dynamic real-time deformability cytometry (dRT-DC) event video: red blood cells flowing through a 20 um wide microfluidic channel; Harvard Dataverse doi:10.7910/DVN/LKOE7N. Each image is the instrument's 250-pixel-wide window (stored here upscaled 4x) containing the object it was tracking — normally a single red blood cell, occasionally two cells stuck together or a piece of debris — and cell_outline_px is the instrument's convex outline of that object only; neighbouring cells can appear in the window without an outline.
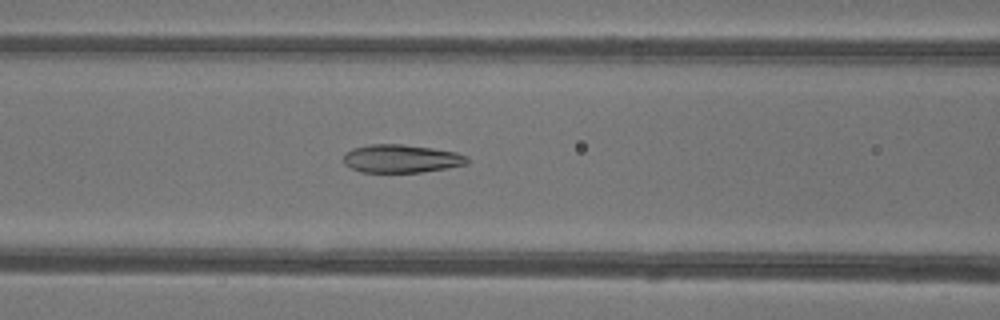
{"species": "common noctule bat (a hibernating species)", "species_latin": "Nyctalus noctula", "temperature_condition": "warm", "stored_images_in_passage": 49, "camera_frame_rate_fps": 3000, "um_per_image_px": 0.085, "animal": {"sex": "female"}, "frame": {"image": 1, "passage_image": 21, "time_ms": 6.667, "image_size_px": [1000, 320], "cell_outline_px": [[468, 164], [420, 172], [360, 172], [344, 164], [344, 152], [352, 148], [368, 144], [404, 144], [432, 148], [456, 152], [468, 156]], "centroid_in_image_um": [34.08, 13.47], "position_along_channel_um": 132.5, "area_um2": 20.35}}
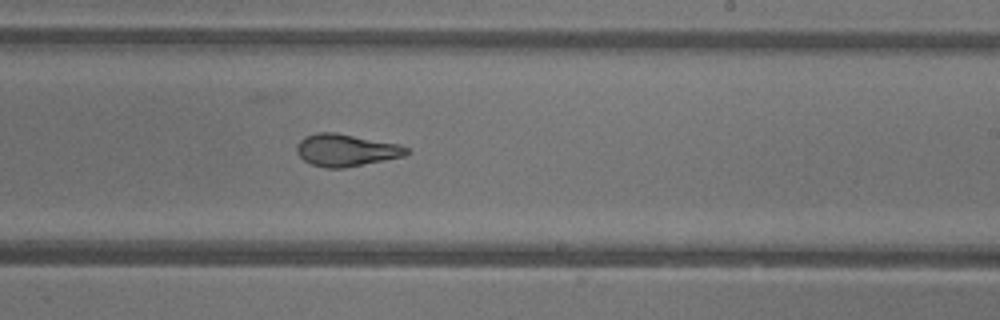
{"frame": {"image": 2, "passage_image": 30, "time_ms": 9.667, "image_size_px": [1000, 320], "cell_outline_px": [[408, 152], [404, 156], [344, 168], [324, 168], [312, 164], [304, 160], [296, 152], [296, 144], [304, 136], [316, 132], [336, 132], [400, 144], [408, 148]], "centroid_in_image_um": [29.38, 12.75], "position_along_channel_um": 259.6, "area_um2": 20.69}}
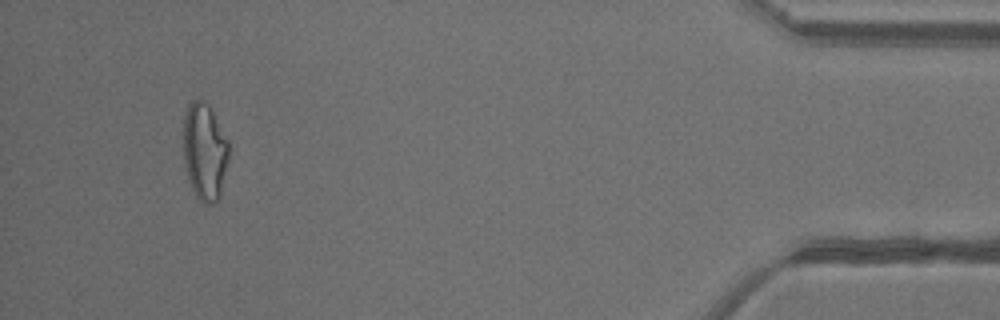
{"frame": {"image": 3, "passage_image": 46, "time_ms": 15.0, "image_size_px": [1000, 320], "cell_outline_px": [[228, 160], [220, 196], [212, 204], [204, 204], [196, 196], [188, 180], [184, 164], [184, 116], [188, 104], [192, 100], [200, 100], [208, 104], [212, 108], [228, 140]], "centroid_in_image_um": [17.4, 12.87], "position_along_channel_um": 417.8, "area_um2": 25.84}, "authors_computed_cell_mechanics": {"area_um2": 22.9466, "velocity_mm_per_s": 4.2309, "shape_relaxation_time_tau1_ms": 10.712, "shape_relaxation_time_tau2_ms": 1.2295, "deformation_change_tau1": 0.2677, "deformation_change_tau2": 0.0719}}